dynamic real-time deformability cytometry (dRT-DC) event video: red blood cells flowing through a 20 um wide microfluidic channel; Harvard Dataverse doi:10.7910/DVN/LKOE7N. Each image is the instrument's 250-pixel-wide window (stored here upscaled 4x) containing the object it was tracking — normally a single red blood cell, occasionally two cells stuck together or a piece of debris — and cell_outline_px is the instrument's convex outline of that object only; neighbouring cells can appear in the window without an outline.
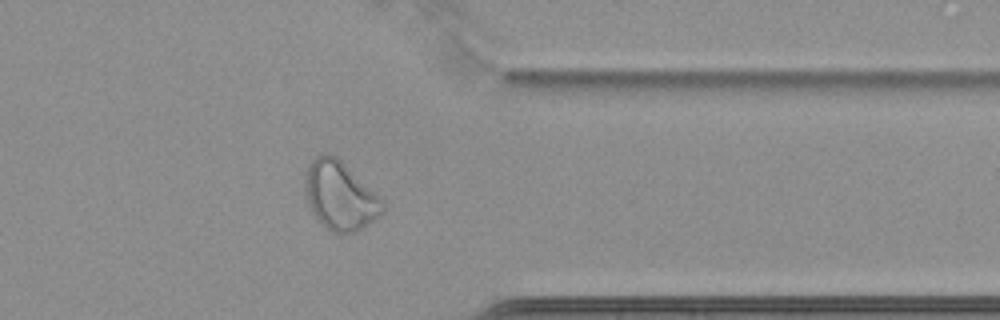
{"species": "common noctule bat (a hibernating species)", "species_latin": "Nyctalus noctula", "temperature_condition": "cold", "stored_images_in_passage": 40, "camera_frame_rate_fps": 3000, "um_per_image_px": 0.085, "animal": {"sex": "female", "body_mass_g": 22.7, "forearm_length_mm": 54.2}, "frame": {"image": 1, "passage_image": 29, "time_ms": 9.333, "image_size_px": [1000, 320], "cell_outline_px": [[384, 212], [368, 224], [356, 232], [332, 232], [320, 224], [312, 212], [304, 196], [304, 172], [308, 164], [316, 156], [324, 152], [328, 152], [336, 156], [384, 200]], "centroid_in_image_um": [28.86, 16.62], "position_along_channel_um": 382.5, "area_um2": 31.33}, "authors_computed_cell_mechanics": {"area_um2": 24.7962, "velocity_mm_per_s": 3.4673, "shape_relaxation_time_tau1_ms": null, "shape_relaxation_time_tau2_ms": 2.2353, "deformation_change_tau1": null, "deformation_change_tau2": 0.0826}}